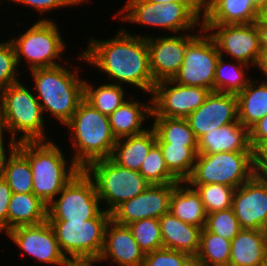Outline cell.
Instances as JSON below:
<instances>
[{
    "label": "cell",
    "instance_id": "1",
    "mask_svg": "<svg viewBox=\"0 0 267 266\" xmlns=\"http://www.w3.org/2000/svg\"><path fill=\"white\" fill-rule=\"evenodd\" d=\"M137 34L119 27L112 38L91 37L87 48L80 51L76 58L80 59V63L95 67V70L98 68L97 72H102L108 83L124 85L127 90L132 86L134 90H140L138 93L150 96L155 82L150 71L147 39Z\"/></svg>",
    "mask_w": 267,
    "mask_h": 266
},
{
    "label": "cell",
    "instance_id": "2",
    "mask_svg": "<svg viewBox=\"0 0 267 266\" xmlns=\"http://www.w3.org/2000/svg\"><path fill=\"white\" fill-rule=\"evenodd\" d=\"M71 64L66 61L63 65L31 70L28 74L31 75L30 80L33 83V86L29 87H33L45 118L53 117L62 126L70 121L84 99L85 78L80 75V63L77 68L73 66L74 63Z\"/></svg>",
    "mask_w": 267,
    "mask_h": 266
},
{
    "label": "cell",
    "instance_id": "3",
    "mask_svg": "<svg viewBox=\"0 0 267 266\" xmlns=\"http://www.w3.org/2000/svg\"><path fill=\"white\" fill-rule=\"evenodd\" d=\"M16 147L29 160L33 193L47 205L81 170L56 141H23Z\"/></svg>",
    "mask_w": 267,
    "mask_h": 266
},
{
    "label": "cell",
    "instance_id": "4",
    "mask_svg": "<svg viewBox=\"0 0 267 266\" xmlns=\"http://www.w3.org/2000/svg\"><path fill=\"white\" fill-rule=\"evenodd\" d=\"M68 130L72 159L85 169L90 163L111 156L117 141L112 133L109 117L83 99L70 121Z\"/></svg>",
    "mask_w": 267,
    "mask_h": 266
},
{
    "label": "cell",
    "instance_id": "5",
    "mask_svg": "<svg viewBox=\"0 0 267 266\" xmlns=\"http://www.w3.org/2000/svg\"><path fill=\"white\" fill-rule=\"evenodd\" d=\"M26 84L20 80L0 92V124L16 143L52 140L42 107Z\"/></svg>",
    "mask_w": 267,
    "mask_h": 266
},
{
    "label": "cell",
    "instance_id": "6",
    "mask_svg": "<svg viewBox=\"0 0 267 266\" xmlns=\"http://www.w3.org/2000/svg\"><path fill=\"white\" fill-rule=\"evenodd\" d=\"M114 18L129 24L154 27L167 34L197 31L202 26L204 3H154L146 0H127ZM196 29V30H195Z\"/></svg>",
    "mask_w": 267,
    "mask_h": 266
},
{
    "label": "cell",
    "instance_id": "7",
    "mask_svg": "<svg viewBox=\"0 0 267 266\" xmlns=\"http://www.w3.org/2000/svg\"><path fill=\"white\" fill-rule=\"evenodd\" d=\"M48 17L44 15V17L38 18L36 22L25 29L26 31H22L18 36L14 34L10 38L15 47L16 62L19 69L22 68V65L25 67V64L28 65L26 68L31 71L58 66L70 61L69 59L65 60L63 55L64 51L67 50V43L61 34L59 24L56 23V20L54 22ZM22 62L26 63L23 64Z\"/></svg>",
    "mask_w": 267,
    "mask_h": 266
},
{
    "label": "cell",
    "instance_id": "8",
    "mask_svg": "<svg viewBox=\"0 0 267 266\" xmlns=\"http://www.w3.org/2000/svg\"><path fill=\"white\" fill-rule=\"evenodd\" d=\"M84 170L94 181L102 208L109 213L150 185L139 171L122 167L110 157L94 161Z\"/></svg>",
    "mask_w": 267,
    "mask_h": 266
},
{
    "label": "cell",
    "instance_id": "9",
    "mask_svg": "<svg viewBox=\"0 0 267 266\" xmlns=\"http://www.w3.org/2000/svg\"><path fill=\"white\" fill-rule=\"evenodd\" d=\"M255 174L254 152L197 154L189 185L223 184L233 188Z\"/></svg>",
    "mask_w": 267,
    "mask_h": 266
},
{
    "label": "cell",
    "instance_id": "10",
    "mask_svg": "<svg viewBox=\"0 0 267 266\" xmlns=\"http://www.w3.org/2000/svg\"><path fill=\"white\" fill-rule=\"evenodd\" d=\"M111 213L104 209L95 217L82 221H48L59 248L68 259H98L104 247L105 228Z\"/></svg>",
    "mask_w": 267,
    "mask_h": 266
},
{
    "label": "cell",
    "instance_id": "11",
    "mask_svg": "<svg viewBox=\"0 0 267 266\" xmlns=\"http://www.w3.org/2000/svg\"><path fill=\"white\" fill-rule=\"evenodd\" d=\"M93 179L81 169L47 205V221H86L102 210Z\"/></svg>",
    "mask_w": 267,
    "mask_h": 266
},
{
    "label": "cell",
    "instance_id": "12",
    "mask_svg": "<svg viewBox=\"0 0 267 266\" xmlns=\"http://www.w3.org/2000/svg\"><path fill=\"white\" fill-rule=\"evenodd\" d=\"M204 31L203 26L196 32L171 35L145 33L149 49L150 71L154 82L173 79L184 61L189 45Z\"/></svg>",
    "mask_w": 267,
    "mask_h": 266
},
{
    "label": "cell",
    "instance_id": "13",
    "mask_svg": "<svg viewBox=\"0 0 267 266\" xmlns=\"http://www.w3.org/2000/svg\"><path fill=\"white\" fill-rule=\"evenodd\" d=\"M219 57L214 39L204 30L189 45L183 64L172 80L180 85L204 87L213 92Z\"/></svg>",
    "mask_w": 267,
    "mask_h": 266
},
{
    "label": "cell",
    "instance_id": "14",
    "mask_svg": "<svg viewBox=\"0 0 267 266\" xmlns=\"http://www.w3.org/2000/svg\"><path fill=\"white\" fill-rule=\"evenodd\" d=\"M210 92L204 87L180 85L172 79L156 82L151 94L152 116L186 119Z\"/></svg>",
    "mask_w": 267,
    "mask_h": 266
},
{
    "label": "cell",
    "instance_id": "15",
    "mask_svg": "<svg viewBox=\"0 0 267 266\" xmlns=\"http://www.w3.org/2000/svg\"><path fill=\"white\" fill-rule=\"evenodd\" d=\"M202 26L214 39L220 56L254 67L261 51L255 23Z\"/></svg>",
    "mask_w": 267,
    "mask_h": 266
},
{
    "label": "cell",
    "instance_id": "16",
    "mask_svg": "<svg viewBox=\"0 0 267 266\" xmlns=\"http://www.w3.org/2000/svg\"><path fill=\"white\" fill-rule=\"evenodd\" d=\"M5 235L22 251V256L28 255L36 262L50 266H65L67 262L48 221L38 225L15 227Z\"/></svg>",
    "mask_w": 267,
    "mask_h": 266
},
{
    "label": "cell",
    "instance_id": "17",
    "mask_svg": "<svg viewBox=\"0 0 267 266\" xmlns=\"http://www.w3.org/2000/svg\"><path fill=\"white\" fill-rule=\"evenodd\" d=\"M176 184H150L142 193L117 206L111 212V219L120 225L140 219H159L169 213L170 197Z\"/></svg>",
    "mask_w": 267,
    "mask_h": 266
},
{
    "label": "cell",
    "instance_id": "18",
    "mask_svg": "<svg viewBox=\"0 0 267 266\" xmlns=\"http://www.w3.org/2000/svg\"><path fill=\"white\" fill-rule=\"evenodd\" d=\"M231 208L242 229L267 231V178L254 174L236 188Z\"/></svg>",
    "mask_w": 267,
    "mask_h": 266
},
{
    "label": "cell",
    "instance_id": "19",
    "mask_svg": "<svg viewBox=\"0 0 267 266\" xmlns=\"http://www.w3.org/2000/svg\"><path fill=\"white\" fill-rule=\"evenodd\" d=\"M186 119L197 140L215 128L239 122L236 94L210 92L204 103Z\"/></svg>",
    "mask_w": 267,
    "mask_h": 266
},
{
    "label": "cell",
    "instance_id": "20",
    "mask_svg": "<svg viewBox=\"0 0 267 266\" xmlns=\"http://www.w3.org/2000/svg\"><path fill=\"white\" fill-rule=\"evenodd\" d=\"M145 254L134 239L127 225L115 223L112 219L105 228L104 247L100 257L101 264L116 266H142Z\"/></svg>",
    "mask_w": 267,
    "mask_h": 266
},
{
    "label": "cell",
    "instance_id": "21",
    "mask_svg": "<svg viewBox=\"0 0 267 266\" xmlns=\"http://www.w3.org/2000/svg\"><path fill=\"white\" fill-rule=\"evenodd\" d=\"M128 94L125 100L109 117L111 130L116 139L140 134L147 130V119L152 117V95L143 102ZM130 96V97H129ZM148 102V103H147ZM146 127V128H145Z\"/></svg>",
    "mask_w": 267,
    "mask_h": 266
},
{
    "label": "cell",
    "instance_id": "22",
    "mask_svg": "<svg viewBox=\"0 0 267 266\" xmlns=\"http://www.w3.org/2000/svg\"><path fill=\"white\" fill-rule=\"evenodd\" d=\"M219 152H254L249 141V130L240 122L215 128L198 140L197 154Z\"/></svg>",
    "mask_w": 267,
    "mask_h": 266
},
{
    "label": "cell",
    "instance_id": "23",
    "mask_svg": "<svg viewBox=\"0 0 267 266\" xmlns=\"http://www.w3.org/2000/svg\"><path fill=\"white\" fill-rule=\"evenodd\" d=\"M257 15L251 0H204L202 25L250 24Z\"/></svg>",
    "mask_w": 267,
    "mask_h": 266
},
{
    "label": "cell",
    "instance_id": "24",
    "mask_svg": "<svg viewBox=\"0 0 267 266\" xmlns=\"http://www.w3.org/2000/svg\"><path fill=\"white\" fill-rule=\"evenodd\" d=\"M163 248L182 251L195 257L200 246L202 228L187 224L170 212L159 219Z\"/></svg>",
    "mask_w": 267,
    "mask_h": 266
},
{
    "label": "cell",
    "instance_id": "25",
    "mask_svg": "<svg viewBox=\"0 0 267 266\" xmlns=\"http://www.w3.org/2000/svg\"><path fill=\"white\" fill-rule=\"evenodd\" d=\"M267 260V231L242 229L231 240L229 266H262Z\"/></svg>",
    "mask_w": 267,
    "mask_h": 266
},
{
    "label": "cell",
    "instance_id": "26",
    "mask_svg": "<svg viewBox=\"0 0 267 266\" xmlns=\"http://www.w3.org/2000/svg\"><path fill=\"white\" fill-rule=\"evenodd\" d=\"M144 132L117 139L110 158L118 165L139 171L150 149L156 144V134L151 125Z\"/></svg>",
    "mask_w": 267,
    "mask_h": 266
},
{
    "label": "cell",
    "instance_id": "27",
    "mask_svg": "<svg viewBox=\"0 0 267 266\" xmlns=\"http://www.w3.org/2000/svg\"><path fill=\"white\" fill-rule=\"evenodd\" d=\"M169 212L181 221L204 228L207 213L200 194L186 181L178 182L170 197Z\"/></svg>",
    "mask_w": 267,
    "mask_h": 266
},
{
    "label": "cell",
    "instance_id": "28",
    "mask_svg": "<svg viewBox=\"0 0 267 266\" xmlns=\"http://www.w3.org/2000/svg\"><path fill=\"white\" fill-rule=\"evenodd\" d=\"M236 97L238 121L248 130L267 115V82L259 81L255 75Z\"/></svg>",
    "mask_w": 267,
    "mask_h": 266
},
{
    "label": "cell",
    "instance_id": "29",
    "mask_svg": "<svg viewBox=\"0 0 267 266\" xmlns=\"http://www.w3.org/2000/svg\"><path fill=\"white\" fill-rule=\"evenodd\" d=\"M47 221V204L34 193H12L8 208V232L19 226Z\"/></svg>",
    "mask_w": 267,
    "mask_h": 266
},
{
    "label": "cell",
    "instance_id": "30",
    "mask_svg": "<svg viewBox=\"0 0 267 266\" xmlns=\"http://www.w3.org/2000/svg\"><path fill=\"white\" fill-rule=\"evenodd\" d=\"M220 56L216 65L214 91L238 94L253 79L248 72L251 66L236 60H227Z\"/></svg>",
    "mask_w": 267,
    "mask_h": 266
},
{
    "label": "cell",
    "instance_id": "31",
    "mask_svg": "<svg viewBox=\"0 0 267 266\" xmlns=\"http://www.w3.org/2000/svg\"><path fill=\"white\" fill-rule=\"evenodd\" d=\"M157 144L198 145L187 119L152 116Z\"/></svg>",
    "mask_w": 267,
    "mask_h": 266
},
{
    "label": "cell",
    "instance_id": "32",
    "mask_svg": "<svg viewBox=\"0 0 267 266\" xmlns=\"http://www.w3.org/2000/svg\"><path fill=\"white\" fill-rule=\"evenodd\" d=\"M126 88L107 82L101 85L95 83L94 85V82L85 79L84 99L102 114L109 116L128 99L126 96L129 92L125 90Z\"/></svg>",
    "mask_w": 267,
    "mask_h": 266
},
{
    "label": "cell",
    "instance_id": "33",
    "mask_svg": "<svg viewBox=\"0 0 267 266\" xmlns=\"http://www.w3.org/2000/svg\"><path fill=\"white\" fill-rule=\"evenodd\" d=\"M1 176L8 183L12 193H33L29 160L17 147L7 156Z\"/></svg>",
    "mask_w": 267,
    "mask_h": 266
},
{
    "label": "cell",
    "instance_id": "34",
    "mask_svg": "<svg viewBox=\"0 0 267 266\" xmlns=\"http://www.w3.org/2000/svg\"><path fill=\"white\" fill-rule=\"evenodd\" d=\"M231 241L202 228L194 266H229Z\"/></svg>",
    "mask_w": 267,
    "mask_h": 266
},
{
    "label": "cell",
    "instance_id": "35",
    "mask_svg": "<svg viewBox=\"0 0 267 266\" xmlns=\"http://www.w3.org/2000/svg\"><path fill=\"white\" fill-rule=\"evenodd\" d=\"M168 170L180 181H186L192 174L198 145L158 144Z\"/></svg>",
    "mask_w": 267,
    "mask_h": 266
},
{
    "label": "cell",
    "instance_id": "36",
    "mask_svg": "<svg viewBox=\"0 0 267 266\" xmlns=\"http://www.w3.org/2000/svg\"><path fill=\"white\" fill-rule=\"evenodd\" d=\"M127 226L144 254L163 248L161 229L157 218L136 220Z\"/></svg>",
    "mask_w": 267,
    "mask_h": 266
},
{
    "label": "cell",
    "instance_id": "37",
    "mask_svg": "<svg viewBox=\"0 0 267 266\" xmlns=\"http://www.w3.org/2000/svg\"><path fill=\"white\" fill-rule=\"evenodd\" d=\"M150 184H169L180 182L167 168L161 148L156 143L147 154L139 170Z\"/></svg>",
    "mask_w": 267,
    "mask_h": 266
},
{
    "label": "cell",
    "instance_id": "38",
    "mask_svg": "<svg viewBox=\"0 0 267 266\" xmlns=\"http://www.w3.org/2000/svg\"><path fill=\"white\" fill-rule=\"evenodd\" d=\"M190 186L200 194L207 214L231 208L235 188L213 183Z\"/></svg>",
    "mask_w": 267,
    "mask_h": 266
},
{
    "label": "cell",
    "instance_id": "39",
    "mask_svg": "<svg viewBox=\"0 0 267 266\" xmlns=\"http://www.w3.org/2000/svg\"><path fill=\"white\" fill-rule=\"evenodd\" d=\"M204 228L229 241L242 230L232 208L207 214Z\"/></svg>",
    "mask_w": 267,
    "mask_h": 266
},
{
    "label": "cell",
    "instance_id": "40",
    "mask_svg": "<svg viewBox=\"0 0 267 266\" xmlns=\"http://www.w3.org/2000/svg\"><path fill=\"white\" fill-rule=\"evenodd\" d=\"M21 69L16 62L15 47L10 39L0 40V92L9 85L20 81ZM20 74V75H18ZM20 78V79H19Z\"/></svg>",
    "mask_w": 267,
    "mask_h": 266
},
{
    "label": "cell",
    "instance_id": "41",
    "mask_svg": "<svg viewBox=\"0 0 267 266\" xmlns=\"http://www.w3.org/2000/svg\"><path fill=\"white\" fill-rule=\"evenodd\" d=\"M142 266H194V258L182 251L161 248L145 254Z\"/></svg>",
    "mask_w": 267,
    "mask_h": 266
},
{
    "label": "cell",
    "instance_id": "42",
    "mask_svg": "<svg viewBox=\"0 0 267 266\" xmlns=\"http://www.w3.org/2000/svg\"><path fill=\"white\" fill-rule=\"evenodd\" d=\"M7 1V0H6ZM12 1V3H15V5L23 6L24 7H31L32 9L37 11L38 15L41 16L45 13H48L52 11L58 10L59 8L64 7H74V6H80L82 3L79 0H8Z\"/></svg>",
    "mask_w": 267,
    "mask_h": 266
},
{
    "label": "cell",
    "instance_id": "43",
    "mask_svg": "<svg viewBox=\"0 0 267 266\" xmlns=\"http://www.w3.org/2000/svg\"><path fill=\"white\" fill-rule=\"evenodd\" d=\"M11 196V188L0 176V235L8 232V208Z\"/></svg>",
    "mask_w": 267,
    "mask_h": 266
},
{
    "label": "cell",
    "instance_id": "44",
    "mask_svg": "<svg viewBox=\"0 0 267 266\" xmlns=\"http://www.w3.org/2000/svg\"><path fill=\"white\" fill-rule=\"evenodd\" d=\"M249 141L254 152L267 143V115L249 129Z\"/></svg>",
    "mask_w": 267,
    "mask_h": 266
},
{
    "label": "cell",
    "instance_id": "45",
    "mask_svg": "<svg viewBox=\"0 0 267 266\" xmlns=\"http://www.w3.org/2000/svg\"><path fill=\"white\" fill-rule=\"evenodd\" d=\"M255 175L267 178V143L254 152Z\"/></svg>",
    "mask_w": 267,
    "mask_h": 266
},
{
    "label": "cell",
    "instance_id": "46",
    "mask_svg": "<svg viewBox=\"0 0 267 266\" xmlns=\"http://www.w3.org/2000/svg\"><path fill=\"white\" fill-rule=\"evenodd\" d=\"M4 133L8 134L7 130L0 124V170L2 169L7 156L13 151V149H15L17 145L16 141H14V139H12L9 134L8 136H6ZM6 137H9V138L7 139ZM6 142H8V144ZM7 146L9 148H7Z\"/></svg>",
    "mask_w": 267,
    "mask_h": 266
},
{
    "label": "cell",
    "instance_id": "47",
    "mask_svg": "<svg viewBox=\"0 0 267 266\" xmlns=\"http://www.w3.org/2000/svg\"><path fill=\"white\" fill-rule=\"evenodd\" d=\"M253 68H258L259 72L262 74H260V76L263 78L258 80L267 82V49H261Z\"/></svg>",
    "mask_w": 267,
    "mask_h": 266
},
{
    "label": "cell",
    "instance_id": "48",
    "mask_svg": "<svg viewBox=\"0 0 267 266\" xmlns=\"http://www.w3.org/2000/svg\"><path fill=\"white\" fill-rule=\"evenodd\" d=\"M255 26L259 35L260 49H267V24L255 20Z\"/></svg>",
    "mask_w": 267,
    "mask_h": 266
},
{
    "label": "cell",
    "instance_id": "49",
    "mask_svg": "<svg viewBox=\"0 0 267 266\" xmlns=\"http://www.w3.org/2000/svg\"><path fill=\"white\" fill-rule=\"evenodd\" d=\"M99 259H68L65 266H95Z\"/></svg>",
    "mask_w": 267,
    "mask_h": 266
},
{
    "label": "cell",
    "instance_id": "50",
    "mask_svg": "<svg viewBox=\"0 0 267 266\" xmlns=\"http://www.w3.org/2000/svg\"><path fill=\"white\" fill-rule=\"evenodd\" d=\"M257 20L260 23H265L267 24V0L262 2L259 7H258V15H257Z\"/></svg>",
    "mask_w": 267,
    "mask_h": 266
},
{
    "label": "cell",
    "instance_id": "51",
    "mask_svg": "<svg viewBox=\"0 0 267 266\" xmlns=\"http://www.w3.org/2000/svg\"><path fill=\"white\" fill-rule=\"evenodd\" d=\"M154 3L167 4L168 2L178 3H204V0H146Z\"/></svg>",
    "mask_w": 267,
    "mask_h": 266
},
{
    "label": "cell",
    "instance_id": "52",
    "mask_svg": "<svg viewBox=\"0 0 267 266\" xmlns=\"http://www.w3.org/2000/svg\"><path fill=\"white\" fill-rule=\"evenodd\" d=\"M265 0H251V2L258 8L259 5L264 2Z\"/></svg>",
    "mask_w": 267,
    "mask_h": 266
},
{
    "label": "cell",
    "instance_id": "53",
    "mask_svg": "<svg viewBox=\"0 0 267 266\" xmlns=\"http://www.w3.org/2000/svg\"><path fill=\"white\" fill-rule=\"evenodd\" d=\"M81 3L88 4V2H91V0H79Z\"/></svg>",
    "mask_w": 267,
    "mask_h": 266
},
{
    "label": "cell",
    "instance_id": "54",
    "mask_svg": "<svg viewBox=\"0 0 267 266\" xmlns=\"http://www.w3.org/2000/svg\"><path fill=\"white\" fill-rule=\"evenodd\" d=\"M262 266H267V260L264 262V264Z\"/></svg>",
    "mask_w": 267,
    "mask_h": 266
},
{
    "label": "cell",
    "instance_id": "55",
    "mask_svg": "<svg viewBox=\"0 0 267 266\" xmlns=\"http://www.w3.org/2000/svg\"><path fill=\"white\" fill-rule=\"evenodd\" d=\"M4 0H0V5L2 6V4H4V2H3ZM3 2V3H2Z\"/></svg>",
    "mask_w": 267,
    "mask_h": 266
}]
</instances>
